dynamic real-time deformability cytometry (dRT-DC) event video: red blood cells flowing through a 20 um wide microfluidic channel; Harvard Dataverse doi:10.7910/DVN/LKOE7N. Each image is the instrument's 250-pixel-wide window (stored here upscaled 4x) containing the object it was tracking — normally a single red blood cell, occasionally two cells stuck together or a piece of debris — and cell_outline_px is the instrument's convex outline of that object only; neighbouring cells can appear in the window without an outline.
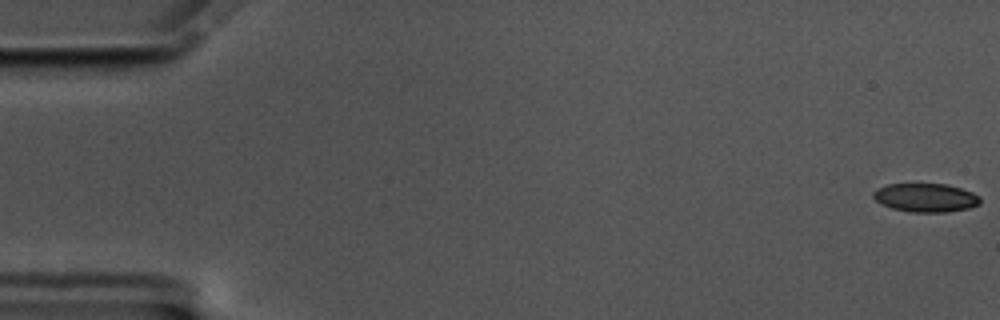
{"species": "common noctule bat (a hibernating species)", "species_latin": "Nyctalus noctula", "temperature_condition": "cold", "stored_images_in_passage": 58, "camera_frame_rate_fps": 3000, "um_per_image_px": 0.085, "animal": {"sex": "male", "body_mass_g": 17.5, "forearm_length_mm": 52.3}, "frame": {"image": 1, "passage_image": 1, "time_ms": 0.0, "image_size_px": [1000, 320], "cell_outline_px": [[980, 204], [968, 208], [948, 212], [908, 212], [892, 208], [880, 204], [872, 196], [872, 192], [876, 188], [888, 184], [948, 184], [972, 192], [980, 196]], "centroid_in_image_um": [78.66, 16.8], "position_along_channel_um": 6.3, "area_um2": 17.98}}
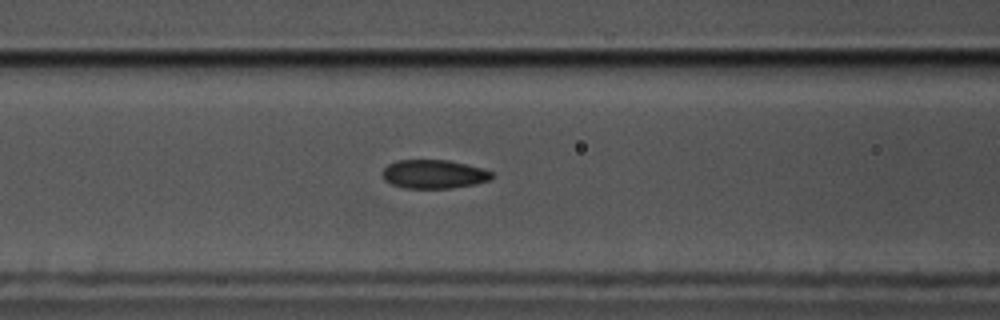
{"frame": {"image": 2, "passage_image": 24, "time_ms": 7.667, "image_size_px": [1000, 320], "cell_outline_px": [[496, 176], [492, 180], [476, 184], [452, 188], [404, 188], [392, 184], [384, 180], [380, 172], [388, 164], [396, 160], [448, 160], [480, 168], [492, 172]], "centroid_in_image_um": [36.87, 14.81], "position_along_channel_um": 129.7, "area_um2": 18.5}}
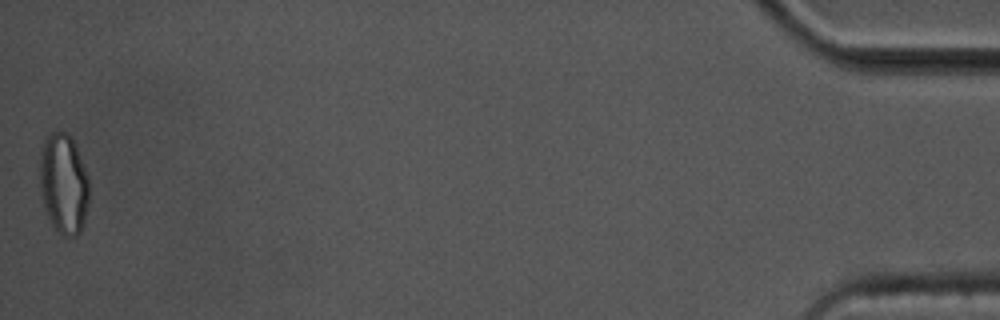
{"frame": {"image": 3, "passage_image": 58, "time_ms": 19.0, "image_size_px": [1000, 320], "cell_outline_px": [[88, 204], [84, 224], [80, 232], [76, 236], [64, 236], [56, 232], [44, 208], [40, 188], [40, 152], [44, 140], [52, 132], [64, 132], [72, 140], [76, 148], [88, 176]], "centroid_in_image_um": [5.4, 15.67], "position_along_channel_um": 429.8, "area_um2": 28.73}, "authors_computed_cell_mechanics": {"area_um2": 18.9584, "velocity_mm_per_s": 3.4949, "shape_relaxation_time_tau1_ms": null, "shape_relaxation_time_tau2_ms": 1.9848, "deformation_change_tau1": null, "deformation_change_tau2": 0.0773}}